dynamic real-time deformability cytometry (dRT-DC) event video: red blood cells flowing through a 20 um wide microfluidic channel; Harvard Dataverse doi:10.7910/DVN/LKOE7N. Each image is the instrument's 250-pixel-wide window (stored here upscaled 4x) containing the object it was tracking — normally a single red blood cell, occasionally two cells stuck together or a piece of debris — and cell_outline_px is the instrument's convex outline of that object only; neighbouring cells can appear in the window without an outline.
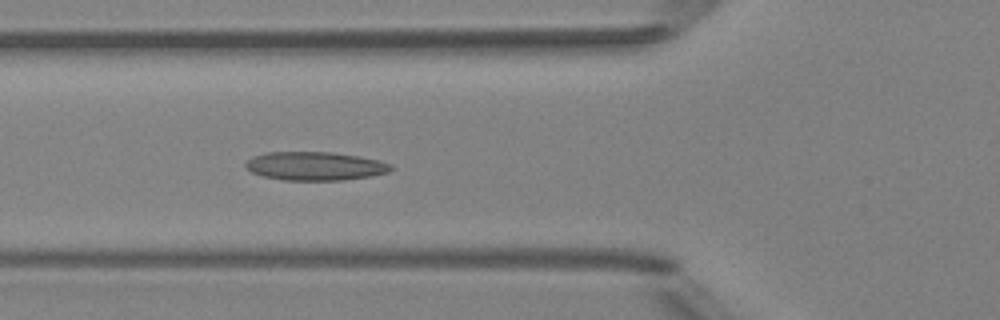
{"species": "Egyptian fruit bat (a non-hibernating species)", "species_latin": "Rousettus aegyptiacus", "temperature_condition": "room temperature", "stored_images_in_passage": 6, "camera_frame_rate_fps": 3000, "um_per_image_px": 0.085, "animal": {"sex": "female"}, "frame": {"image": 1, "passage_image": 6, "time_ms": 5.667, "image_size_px": [1000, 320], "cell_outline_px": [[392, 168], [388, 172], [372, 176], [340, 180], [284, 180], [264, 176], [252, 172], [244, 164], [252, 156], [264, 152], [332, 152], [360, 156], [380, 160], [392, 164]], "centroid_in_image_um": [26.8, 14.1], "position_along_channel_um": 99.0, "area_um2": 24.22}}